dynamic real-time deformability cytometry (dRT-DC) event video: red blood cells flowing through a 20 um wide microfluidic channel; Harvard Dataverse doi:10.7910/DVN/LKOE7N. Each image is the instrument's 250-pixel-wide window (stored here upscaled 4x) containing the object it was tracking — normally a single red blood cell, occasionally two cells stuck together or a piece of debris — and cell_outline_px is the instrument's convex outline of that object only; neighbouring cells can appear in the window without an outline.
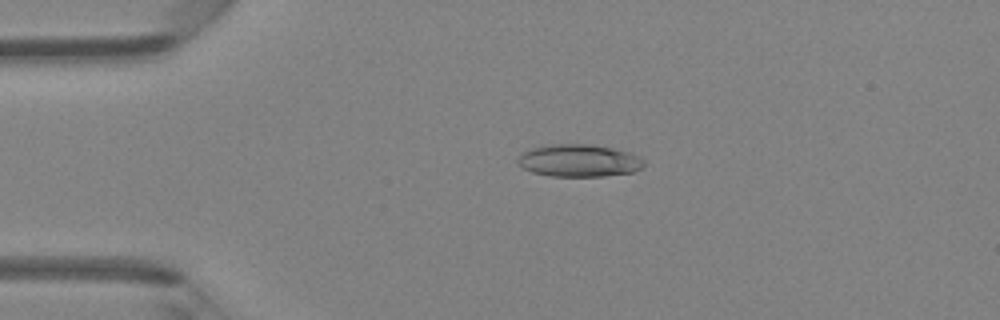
{"species": "Egyptian fruit bat (a non-hibernating species)", "species_latin": "Rousettus aegyptiacus", "temperature_condition": "room temperature", "stored_images_in_passage": 41, "camera_frame_rate_fps": 3000, "um_per_image_px": 0.085, "animal": {"sex": "female"}, "frame": {"image": 1, "passage_image": 4, "time_ms": 1.0, "image_size_px": [1000, 320], "cell_outline_px": [[644, 164], [640, 168], [632, 172], [604, 176], [548, 176], [532, 172], [524, 168], [516, 160], [528, 148], [544, 144], [588, 144], [612, 148], [628, 152], [640, 156], [644, 160]], "centroid_in_image_um": [49.19, 13.64], "position_along_channel_um": 35.8, "area_um2": 23.87}}
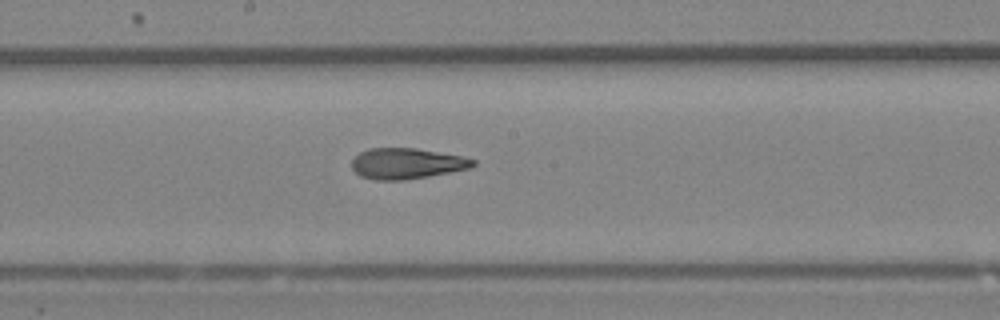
{"frame": {"image": 2, "passage_image": 19, "time_ms": 6.0, "image_size_px": [1000, 320], "cell_outline_px": [[476, 164], [472, 168], [428, 176], [404, 180], [376, 180], [360, 176], [352, 168], [352, 160], [360, 152], [368, 148], [416, 148], [464, 156], [476, 160]], "centroid_in_image_um": [34.6, 13.89], "position_along_channel_um": 213.6, "area_um2": 21.85}}
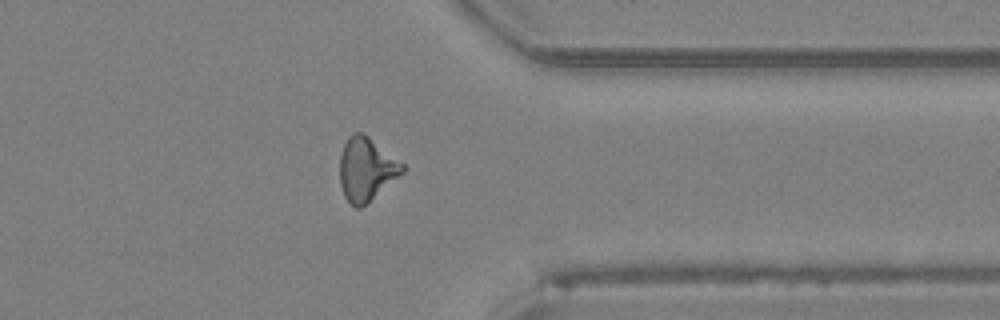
{"frame": {"image": 3, "passage_image": 31, "time_ms": 10.0, "image_size_px": [1000, 320], "cell_outline_px": [[404, 172], [360, 208], [356, 208], [344, 196], [340, 184], [340, 156], [344, 144], [348, 136], [352, 132], [364, 132], [404, 164]], "centroid_in_image_um": [31.12, 14.34], "position_along_channel_um": 380.3, "area_um2": 22.95}, "authors_computed_cell_mechanics": {"area_um2": 22.4842, "velocity_mm_per_s": 4.3226, "shape_relaxation_time_tau1_ms": null, "shape_relaxation_time_tau2_ms": 2.1227, "deformation_change_tau1": null, "deformation_change_tau2": 0.1111}}